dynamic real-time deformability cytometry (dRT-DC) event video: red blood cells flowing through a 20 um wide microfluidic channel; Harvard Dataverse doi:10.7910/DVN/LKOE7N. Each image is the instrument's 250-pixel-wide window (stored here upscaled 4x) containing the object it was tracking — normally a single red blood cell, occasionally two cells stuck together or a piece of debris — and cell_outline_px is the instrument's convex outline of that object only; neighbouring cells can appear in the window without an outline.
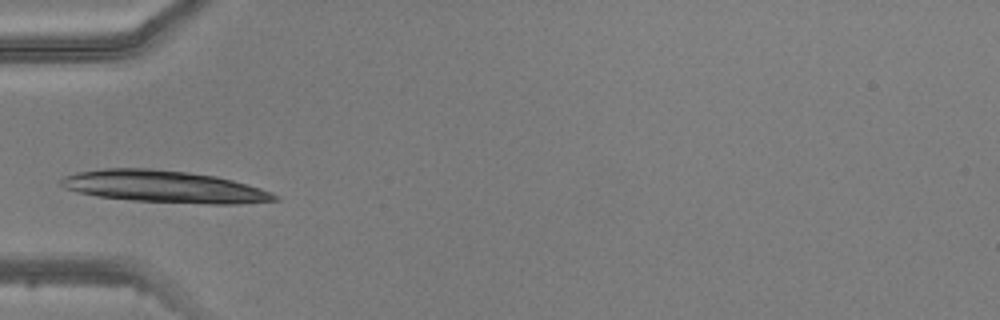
{"species": "common noctule bat (a hibernating species)", "species_latin": "Nyctalus noctula", "temperature_condition": "warm", "stored_images_in_passage": 4, "camera_frame_rate_fps": 3000, "um_per_image_px": 0.085, "animal": {"sex": "male", "body_mass_g": 20.5, "forearm_length_mm": 52.5}, "frame": {"image": 1, "passage_image": 4, "time_ms": 3.667, "image_size_px": [1000, 320], "cell_outline_px": [[280, 200], [236, 204], [208, 204], [132, 200], [96, 196], [76, 192], [64, 188], [60, 184], [60, 180], [64, 176], [80, 172], [104, 168], [152, 168], [188, 172], [216, 176], [248, 184], [272, 192], [280, 196]], "centroid_in_image_um": [13.98, 15.86], "position_along_channel_um": 71.0, "area_um2": 39.94}}